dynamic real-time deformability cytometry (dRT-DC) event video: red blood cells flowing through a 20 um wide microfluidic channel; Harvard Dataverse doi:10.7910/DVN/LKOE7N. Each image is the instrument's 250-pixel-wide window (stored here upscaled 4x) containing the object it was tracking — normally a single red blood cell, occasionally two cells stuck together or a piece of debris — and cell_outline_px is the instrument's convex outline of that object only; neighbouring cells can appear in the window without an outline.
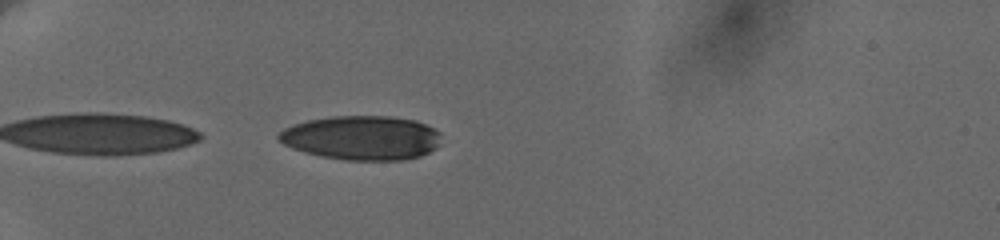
{"species": "human", "species_latin": "Homo sapiens", "temperature_condition": "cold", "stored_images_in_passage": 33, "camera_frame_rate_fps": 3000, "um_per_image_px": 0.085, "donor": {"sex": "female"}, "frame": {"image": 1, "passage_image": 2, "time_ms": 0.333, "image_size_px": [1000, 240], "cell_outline_px": [[440, 144], [436, 148], [420, 156], [404, 160], [344, 160], [320, 156], [304, 152], [292, 148], [284, 144], [276, 136], [284, 128], [292, 124], [308, 120], [332, 116], [388, 116], [416, 120], [440, 132]], "centroid_in_image_um": [30.74, 11.71], "position_along_channel_um": 54.3, "area_um2": 42.02}}
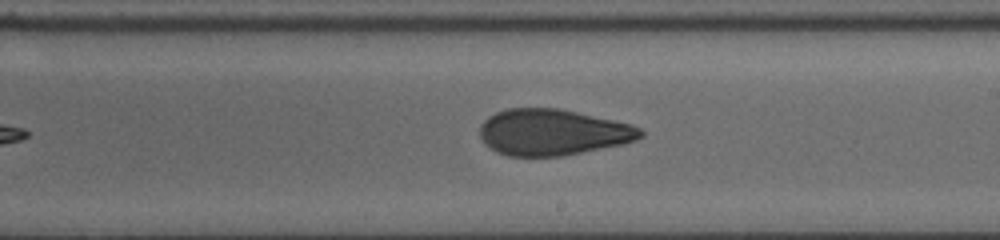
{"frame": {"image": 2, "passage_image": 19, "time_ms": 6.333, "image_size_px": [1000, 240], "cell_outline_px": [[644, 136], [636, 140], [624, 144], [560, 156], [508, 156], [496, 152], [488, 148], [484, 144], [480, 136], [480, 124], [488, 116], [496, 112], [508, 108], [560, 108], [632, 124], [640, 128], [644, 132]], "centroid_in_image_um": [46.96, 11.24], "position_along_channel_um": 242.0, "area_um2": 43.52}}
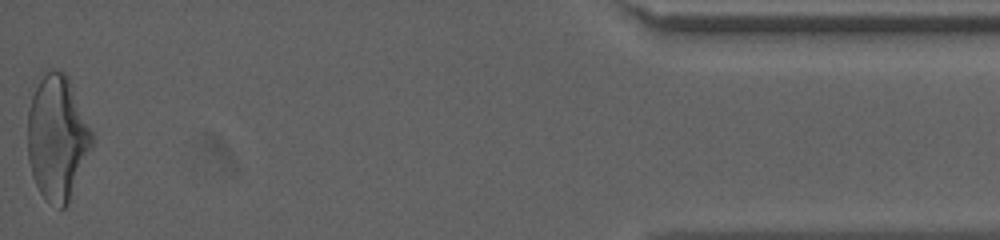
{"frame": {"image": 3, "passage_image": 33, "time_ms": 13.333, "image_size_px": [1000, 240], "cell_outline_px": [[96, 136], [92, 148], [72, 200], [64, 208], [60, 208], [44, 200], [32, 176], [28, 160], [28, 108], [32, 80], [44, 68], [52, 68], [64, 72], [68, 76]], "centroid_in_image_um": [4.87, 11.63], "position_along_channel_um": 430.3, "area_um2": 49.07}, "authors_computed_cell_mechanics": {"area_um2": 43.8702, "velocity_mm_per_s": 3.6546, "shape_relaxation_time_tau1_ms": 6.2469, "shape_relaxation_time_tau2_ms": 1.6769, "deformation_change_tau1": 0.1839, "deformation_change_tau2": 0.0858}}